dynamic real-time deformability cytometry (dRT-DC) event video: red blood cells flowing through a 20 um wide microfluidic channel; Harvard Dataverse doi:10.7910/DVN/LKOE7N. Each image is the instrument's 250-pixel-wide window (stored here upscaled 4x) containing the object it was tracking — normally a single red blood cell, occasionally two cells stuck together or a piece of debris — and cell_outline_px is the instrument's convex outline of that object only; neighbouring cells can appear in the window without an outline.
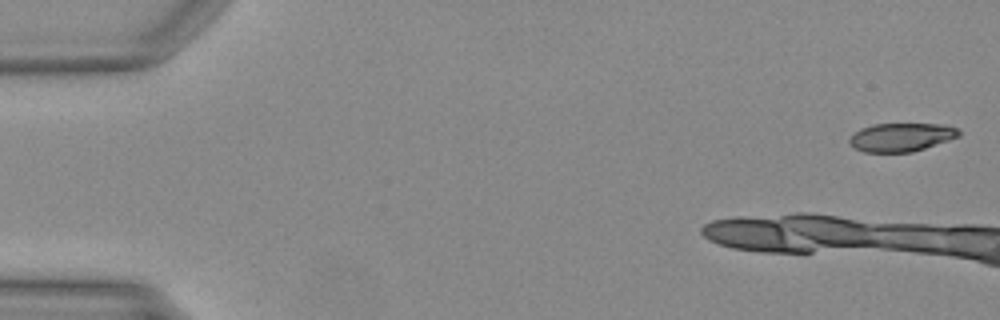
{"species": "Egyptian fruit bat (a non-hibernating species)", "species_latin": "Rousettus aegyptiacus", "temperature_condition": "warm", "stored_images_in_passage": 10, "camera_frame_rate_fps": 3000, "um_per_image_px": 0.085, "animal": {"sex": "female"}, "frame": {"image": 1, "passage_image": 1, "time_ms": 0.0, "image_size_px": [1000, 320], "cell_outline_px": [[960, 136], [912, 152], [864, 152], [856, 148], [848, 140], [860, 128], [872, 124], [944, 124], [956, 128], [960, 132]], "centroid_in_image_um": [76.61, 11.65], "position_along_channel_um": 8.4, "area_um2": 17.92}}